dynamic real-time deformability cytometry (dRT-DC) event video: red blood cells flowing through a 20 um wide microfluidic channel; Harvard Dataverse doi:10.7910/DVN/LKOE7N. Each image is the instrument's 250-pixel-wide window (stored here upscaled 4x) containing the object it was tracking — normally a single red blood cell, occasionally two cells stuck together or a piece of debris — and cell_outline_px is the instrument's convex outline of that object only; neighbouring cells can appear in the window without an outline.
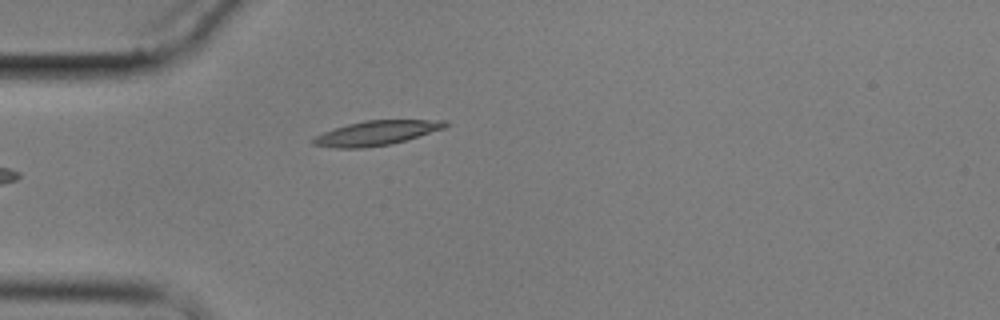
{"species": "common noctule bat (a hibernating species)", "species_latin": "Nyctalus noctula", "temperature_condition": "cold", "stored_images_in_passage": 6, "camera_frame_rate_fps": 3000, "um_per_image_px": 0.085, "animal": {"sex": "male", "body_mass_g": 17.9}, "frame": {"image": 1, "passage_image": 6, "time_ms": 6.0, "image_size_px": [1000, 320], "cell_outline_px": [[448, 124], [444, 128], [392, 144], [364, 148], [336, 148], [312, 144], [312, 140], [316, 136], [324, 132], [348, 124], [364, 120], [448, 120]], "centroid_in_image_um": [32.0, 11.3], "position_along_channel_um": 53.0, "area_um2": 18.67}}